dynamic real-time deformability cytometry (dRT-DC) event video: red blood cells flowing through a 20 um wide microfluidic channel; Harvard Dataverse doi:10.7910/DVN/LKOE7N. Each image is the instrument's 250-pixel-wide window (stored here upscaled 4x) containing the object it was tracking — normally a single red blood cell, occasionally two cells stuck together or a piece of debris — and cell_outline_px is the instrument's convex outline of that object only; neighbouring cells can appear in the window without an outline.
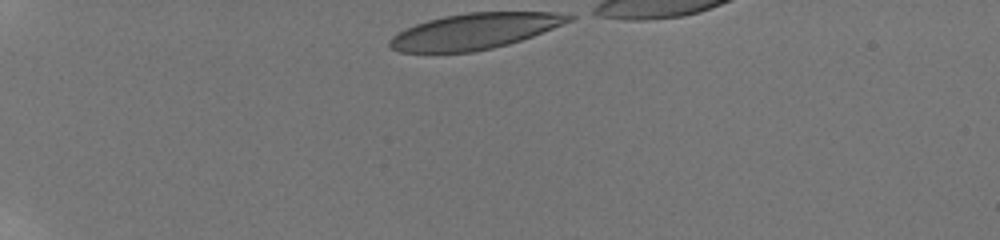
{"species": "human", "species_latin": "Homo sapiens", "temperature_condition": "room temperature", "stored_images_in_passage": 39, "camera_frame_rate_fps": 3000, "um_per_image_px": 0.085, "donor": {"sex": "male"}, "frame": {"image": 1, "passage_image": 1, "time_ms": 0.0, "image_size_px": [1000, 240], "cell_outline_px": [[576, 16], [572, 20], [532, 36], [508, 44], [492, 48], [472, 52], [400, 52], [392, 48], [388, 44], [388, 40], [392, 36], [416, 24], [428, 20], [444, 16], [468, 12], [556, 12]], "centroid_in_image_um": [40.34, 2.65], "position_along_channel_um": 44.7, "area_um2": 36.99}}
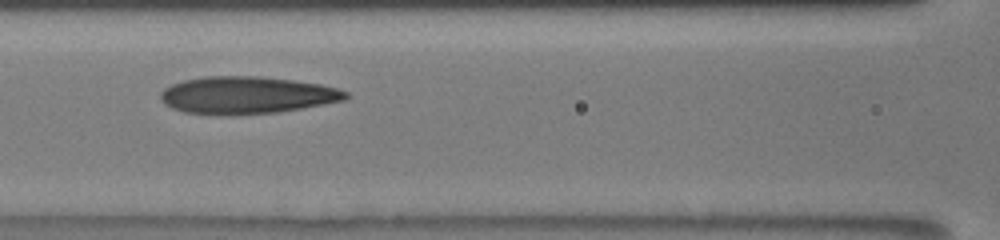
{"frame": {"image": 2, "passage_image": 18, "time_ms": 4.333, "image_size_px": [1000, 240], "cell_outline_px": [[348, 96], [344, 100], [324, 104], [280, 112], [228, 116], [220, 116], [184, 112], [172, 108], [164, 104], [160, 100], [160, 92], [164, 88], [172, 84], [184, 80], [204, 76], [260, 76], [292, 80], [320, 84], [336, 88], [348, 92]], "centroid_in_image_um": [20.93, 8.1], "position_along_channel_um": 145.7, "area_um2": 40.63}}
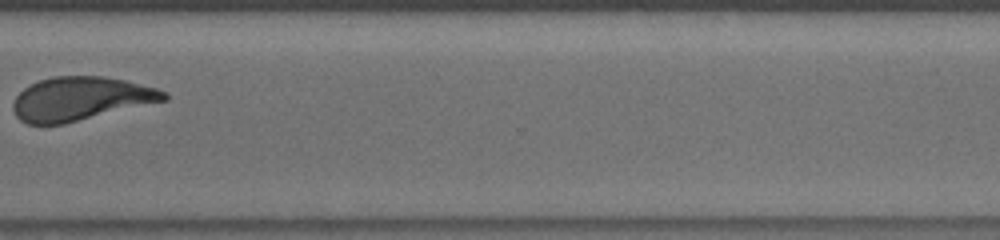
{"frame": {"image": 3, "passage_image": 33, "time_ms": 10.0, "image_size_px": [1000, 240], "cell_outline_px": [[168, 100], [64, 124], [28, 124], [20, 120], [16, 116], [12, 108], [12, 104], [16, 96], [24, 88], [40, 80], [52, 76], [104, 76], [124, 80], [156, 88], [164, 92], [168, 96]], "centroid_in_image_um": [6.84, 8.4], "position_along_channel_um": 363.8, "area_um2": 38.26}}